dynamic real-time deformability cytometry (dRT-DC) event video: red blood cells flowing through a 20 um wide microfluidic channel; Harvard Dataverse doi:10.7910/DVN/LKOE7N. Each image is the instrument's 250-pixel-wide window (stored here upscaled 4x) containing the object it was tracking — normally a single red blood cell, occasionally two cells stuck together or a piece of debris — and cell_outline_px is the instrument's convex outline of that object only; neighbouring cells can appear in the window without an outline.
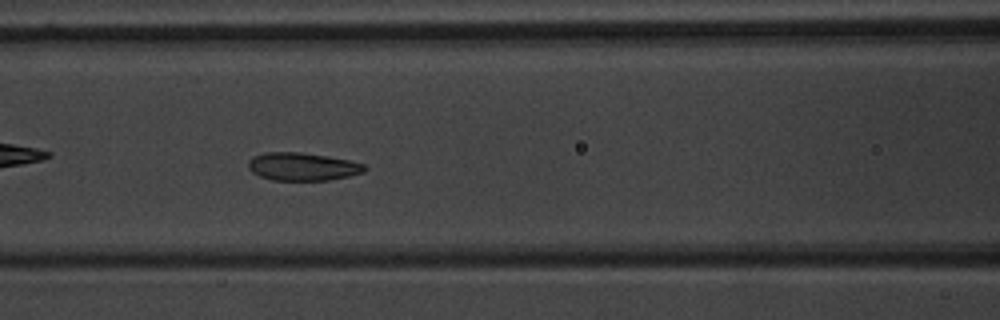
{"species": "common noctule bat (a hibernating species)", "species_latin": "Nyctalus noctula", "temperature_condition": "warm", "stored_images_in_passage": 43, "camera_frame_rate_fps": 3000, "um_per_image_px": 0.085, "animal": {"sex": "male", "body_mass_g": 20.1, "forearm_length_mm": 53.5}, "frame": {"image": 1, "passage_image": 13, "time_ms": 4.0, "image_size_px": [1000, 320], "cell_outline_px": [[368, 168], [364, 172], [348, 176], [328, 180], [272, 180], [260, 176], [252, 172], [248, 168], [248, 160], [252, 156], [264, 152], [300, 152], [328, 156], [348, 160], [364, 164]], "centroid_in_image_um": [25.69, 14.15], "position_along_channel_um": 140.9, "area_um2": 19.02}, "authors_computed_cell_mechanics": {"area_um2": 19.3052, "velocity_mm_per_s": 3.7391, "shape_relaxation_time_tau1_ms": 1.661, "shape_relaxation_time_tau2_ms": 3.0732, "deformation_change_tau1": 0.0887, "deformation_change_tau2": 0.103}}